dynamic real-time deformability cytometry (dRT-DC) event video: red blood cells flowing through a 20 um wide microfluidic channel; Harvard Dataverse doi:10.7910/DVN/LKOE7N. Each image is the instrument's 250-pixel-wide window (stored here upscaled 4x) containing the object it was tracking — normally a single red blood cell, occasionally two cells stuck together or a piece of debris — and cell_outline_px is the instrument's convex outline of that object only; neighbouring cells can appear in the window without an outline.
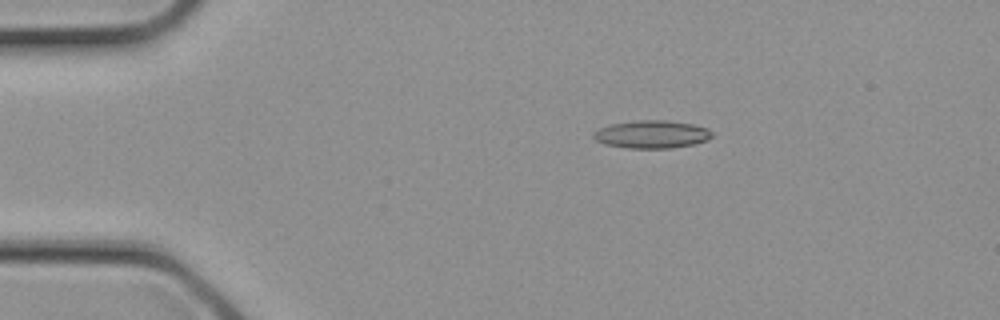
{"species": "common noctule bat (a hibernating species)", "species_latin": "Nyctalus noctula", "temperature_condition": "cold", "stored_images_in_passage": 3, "camera_frame_rate_fps": 3000, "um_per_image_px": 0.085, "animal": {"sex": "female", "body_mass_g": 21.9}, "frame": {"image": 1, "passage_image": 2, "time_ms": 0.333, "image_size_px": [1000, 320], "cell_outline_px": [[712, 136], [708, 140], [692, 144], [668, 148], [628, 148], [604, 144], [596, 140], [592, 136], [592, 132], [608, 124], [636, 120], [664, 120], [692, 124], [708, 128], [712, 132]], "centroid_in_image_um": [55.36, 11.41], "position_along_channel_um": 29.6, "area_um2": 19.25}}
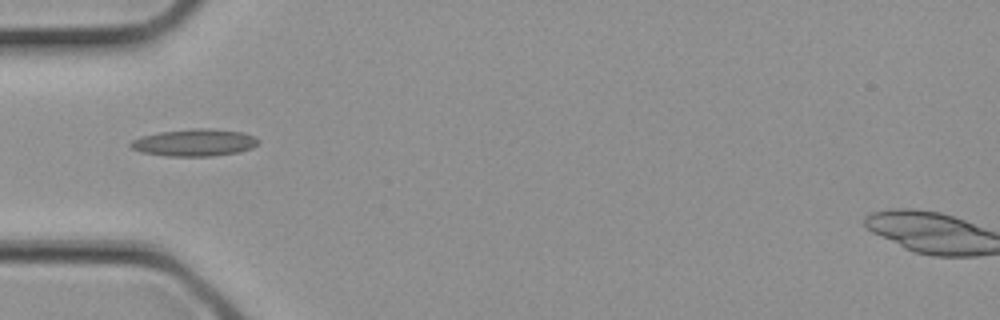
{"frame": {"image": 2, "passage_image": 3, "time_ms": 0.667, "image_size_px": [1000, 320], "cell_outline_px": [[260, 140], [252, 148], [240, 152], [212, 156], [164, 156], [140, 152], [132, 148], [128, 144], [132, 140], [140, 136], [160, 132], [196, 128], [208, 128], [244, 132]], "centroid_in_image_um": [16.51, 12.12], "position_along_channel_um": 68.5, "area_um2": 20.29}}